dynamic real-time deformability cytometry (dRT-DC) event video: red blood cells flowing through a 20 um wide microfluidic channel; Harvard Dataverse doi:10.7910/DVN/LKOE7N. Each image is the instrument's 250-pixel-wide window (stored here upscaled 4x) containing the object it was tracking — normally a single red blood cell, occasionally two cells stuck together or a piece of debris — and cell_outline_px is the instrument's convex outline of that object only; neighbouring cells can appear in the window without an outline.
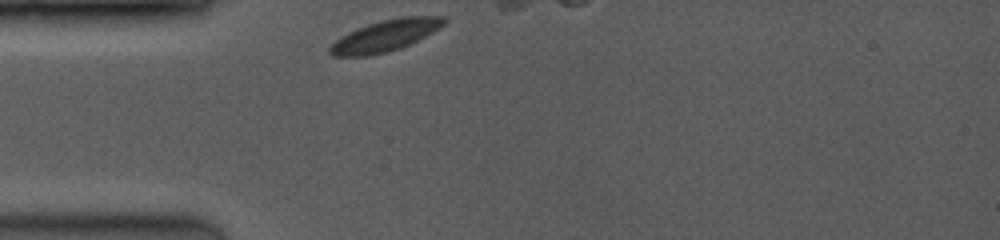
{"species": "common noctule bat (a hibernating species)", "species_latin": "Nyctalus noctula", "temperature_condition": "room temperature", "stored_images_in_passage": 5, "camera_frame_rate_fps": 3500, "um_per_image_px": 0.085, "animal": {"sex": "female", "body_mass_g": 19.0, "forearm_length_mm": 53.3}, "frame": {"image": 1, "passage_image": 1, "time_ms": 0.0, "image_size_px": [1000, 240], "cell_outline_px": [[448, 20], [440, 28], [400, 48], [368, 56], [332, 56], [328, 52], [328, 48], [340, 36], [356, 28], [368, 24], [384, 20], [404, 16], [448, 16]], "centroid_in_image_um": [32.74, 3.02], "position_along_channel_um": 52.3, "area_um2": 20.69}}